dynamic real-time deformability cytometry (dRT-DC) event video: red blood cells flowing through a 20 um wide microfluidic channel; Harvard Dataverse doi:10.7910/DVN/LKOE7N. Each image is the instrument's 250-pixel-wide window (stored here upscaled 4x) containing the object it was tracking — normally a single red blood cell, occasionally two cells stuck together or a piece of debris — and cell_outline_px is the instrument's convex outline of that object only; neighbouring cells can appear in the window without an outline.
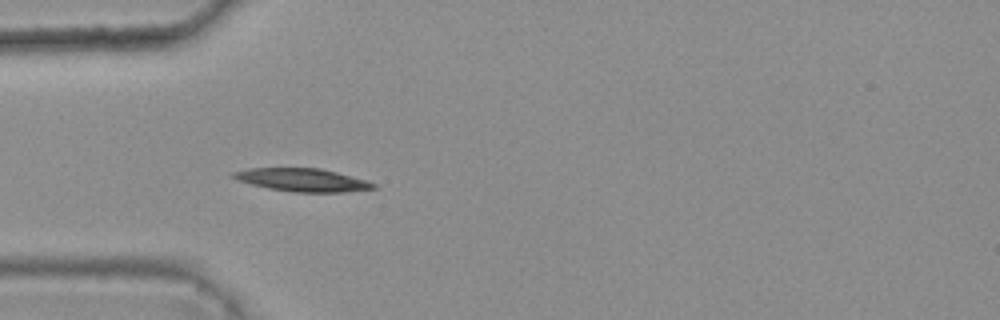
{"species": "common noctule bat (a hibernating species)", "species_latin": "Nyctalus noctula", "temperature_condition": "warm", "stored_images_in_passage": 1, "camera_frame_rate_fps": 3000, "um_per_image_px": 0.085, "animal": {"sex": "female", "body_mass_g": 25.1}, "frame": {"image": 1, "passage_image": 1, "time_ms": 0.0, "image_size_px": [1000, 320], "cell_outline_px": [[376, 188], [344, 192], [292, 192], [268, 188], [252, 184], [228, 176], [232, 172], [248, 168], [320, 168], [368, 180], [376, 184]], "centroid_in_image_um": [25.71, 15.29], "position_along_channel_um": 59.3, "area_um2": 18.79}}